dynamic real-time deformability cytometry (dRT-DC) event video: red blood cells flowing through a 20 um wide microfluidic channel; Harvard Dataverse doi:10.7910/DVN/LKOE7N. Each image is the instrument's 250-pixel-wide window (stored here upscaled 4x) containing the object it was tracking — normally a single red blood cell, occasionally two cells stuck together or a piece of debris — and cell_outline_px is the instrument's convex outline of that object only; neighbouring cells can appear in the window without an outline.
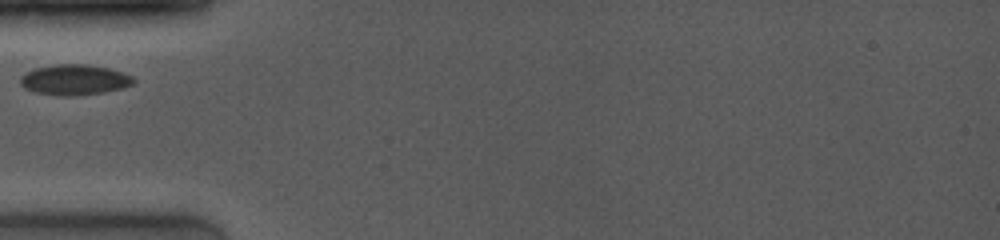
{"species": "common noctule bat (a hibernating species)", "species_latin": "Nyctalus noctula", "temperature_condition": "room temperature", "stored_images_in_passage": 3, "camera_frame_rate_fps": 4000, "um_per_image_px": 0.085, "animal": {"sex": "female", "body_mass_g": 19.0, "forearm_length_mm": 53.3}, "frame": {"image": 1, "passage_image": 1, "time_ms": 0.0, "image_size_px": [1000, 240], "cell_outline_px": [[136, 80], [132, 84], [124, 88], [104, 92], [76, 96], [60, 96], [32, 92], [24, 88], [20, 84], [20, 76], [24, 72], [36, 68], [56, 64], [88, 64], [108, 68], [132, 76]], "centroid_in_image_um": [6.29, 6.79], "position_along_channel_um": 78.7, "area_um2": 20.35}}
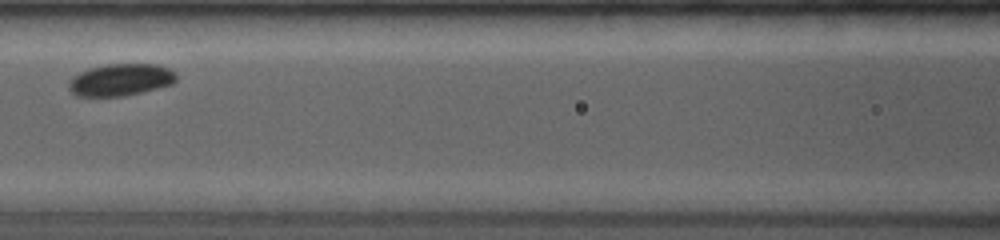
{"frame": {"image": 2, "passage_image": 3, "time_ms": 2.0, "image_size_px": [1000, 240], "cell_outline_px": [[176, 80], [172, 84], [124, 96], [76, 96], [68, 88], [68, 84], [72, 76], [88, 68], [104, 64], [156, 64], [168, 68], [176, 72]], "centroid_in_image_um": [10.23, 6.77], "position_along_channel_um": 156.4, "area_um2": 20.11}}